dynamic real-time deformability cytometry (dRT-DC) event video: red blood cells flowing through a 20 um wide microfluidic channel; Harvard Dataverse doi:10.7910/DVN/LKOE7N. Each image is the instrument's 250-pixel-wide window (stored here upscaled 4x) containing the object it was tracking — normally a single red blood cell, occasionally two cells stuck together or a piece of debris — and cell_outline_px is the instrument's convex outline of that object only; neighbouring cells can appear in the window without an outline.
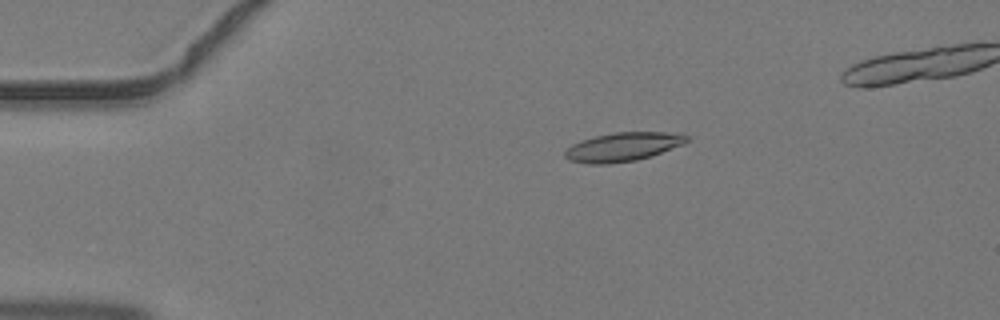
{"species": "common noctule bat (a hibernating species)", "species_latin": "Nyctalus noctula", "temperature_condition": "warm", "stored_images_in_passage": 5, "camera_frame_rate_fps": 3000, "um_per_image_px": 0.085, "animal": {"sex": "male", "body_mass_g": 19.2, "forearm_length_mm": 51.8}, "frame": {"image": 1, "passage_image": 3, "time_ms": 0.667, "image_size_px": [1000, 320], "cell_outline_px": [[688, 140], [684, 144], [652, 156], [636, 160], [608, 164], [588, 164], [568, 160], [564, 156], [564, 152], [572, 144], [580, 140], [596, 136], [616, 132], [680, 132], [688, 136]], "centroid_in_image_um": [52.96, 12.48], "position_along_channel_um": 32.0, "area_um2": 20.63}}